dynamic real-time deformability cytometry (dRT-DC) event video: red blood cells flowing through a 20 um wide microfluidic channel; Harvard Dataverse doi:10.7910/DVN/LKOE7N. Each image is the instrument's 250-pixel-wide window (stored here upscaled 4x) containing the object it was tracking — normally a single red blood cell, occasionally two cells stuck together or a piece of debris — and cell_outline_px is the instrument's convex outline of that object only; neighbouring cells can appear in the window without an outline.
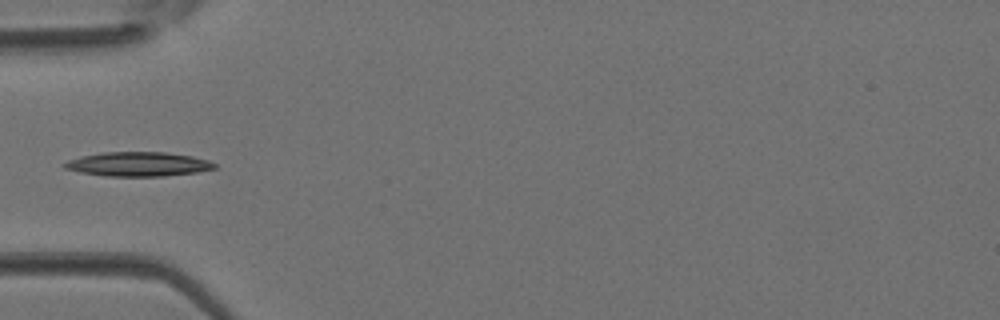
{"species": "Egyptian fruit bat (a non-hibernating species)", "species_latin": "Rousettus aegyptiacus", "temperature_condition": "room temperature", "stored_images_in_passage": 3, "camera_frame_rate_fps": 3000, "um_per_image_px": 0.085, "animal": {"sex": "female"}, "frame": {"image": 1, "passage_image": 3, "time_ms": 0.667, "image_size_px": [1000, 320], "cell_outline_px": [[216, 168], [196, 172], [164, 176], [104, 176], [80, 172], [64, 168], [60, 164], [68, 160], [84, 156], [104, 152], [164, 152], [192, 156], [208, 160], [216, 164]], "centroid_in_image_um": [11.73, 13.95], "position_along_channel_um": 73.3, "area_um2": 21.15}}